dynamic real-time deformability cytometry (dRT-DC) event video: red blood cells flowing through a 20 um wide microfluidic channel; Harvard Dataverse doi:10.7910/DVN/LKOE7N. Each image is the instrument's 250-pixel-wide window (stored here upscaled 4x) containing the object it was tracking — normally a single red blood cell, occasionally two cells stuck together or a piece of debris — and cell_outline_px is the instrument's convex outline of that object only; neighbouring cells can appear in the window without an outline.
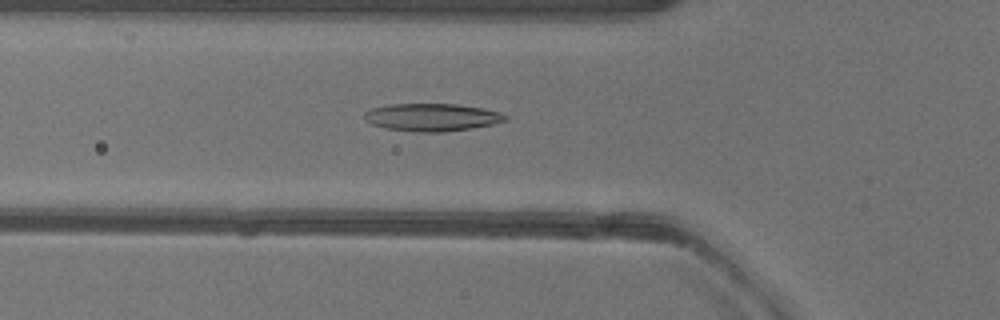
{"species": "common noctule bat (a hibernating species)", "species_latin": "Nyctalus noctula", "temperature_condition": "warm", "stored_images_in_passage": 50, "camera_frame_rate_fps": 3000, "um_per_image_px": 0.085, "animal": {"sex": "female"}, "frame": {"image": 1, "passage_image": 17, "time_ms": 5.333, "image_size_px": [1000, 320], "cell_outline_px": [[508, 120], [492, 124], [472, 128], [444, 132], [416, 132], [384, 128], [372, 124], [364, 120], [364, 112], [372, 108], [392, 104], [456, 104], [480, 108], [500, 112], [508, 116]], "centroid_in_image_um": [36.7, 9.97], "position_along_channel_um": 89.1, "area_um2": 22.72}}
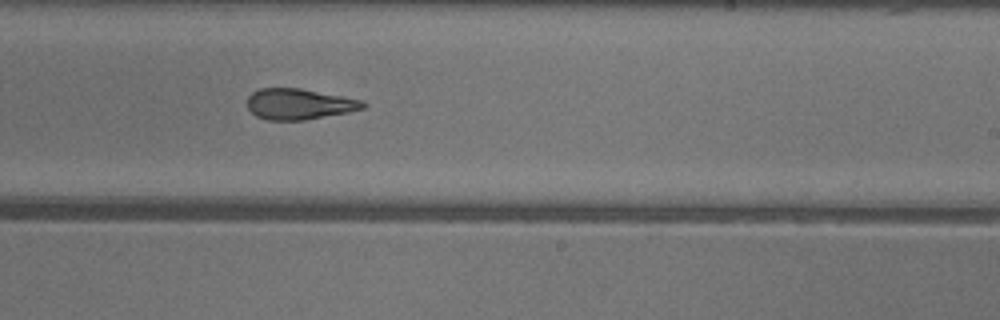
{"frame": {"image": 2, "passage_image": 30, "time_ms": 9.667, "image_size_px": [1000, 320], "cell_outline_px": [[368, 104], [364, 108], [348, 112], [304, 120], [268, 120], [256, 116], [248, 108], [248, 96], [252, 92], [260, 88], [300, 88], [344, 96], [364, 100]], "centroid_in_image_um": [25.45, 8.84], "position_along_channel_um": 263.5, "area_um2": 20.87}}
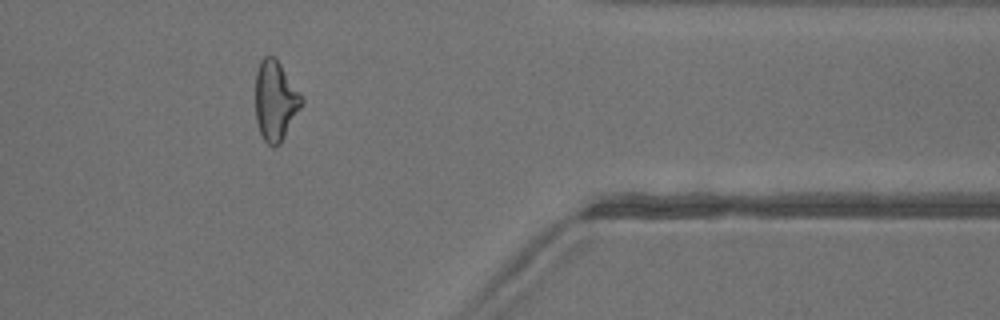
{"frame": {"image": 3, "passage_image": 41, "time_ms": 13.333, "image_size_px": [1000, 320], "cell_outline_px": [[304, 100], [300, 108], [280, 144], [272, 148], [264, 140], [260, 132], [256, 120], [256, 72], [260, 60], [264, 56], [272, 56], [280, 64], [304, 96]], "centroid_in_image_um": [23.41, 8.56], "position_along_channel_um": 388.0, "area_um2": 21.39}}